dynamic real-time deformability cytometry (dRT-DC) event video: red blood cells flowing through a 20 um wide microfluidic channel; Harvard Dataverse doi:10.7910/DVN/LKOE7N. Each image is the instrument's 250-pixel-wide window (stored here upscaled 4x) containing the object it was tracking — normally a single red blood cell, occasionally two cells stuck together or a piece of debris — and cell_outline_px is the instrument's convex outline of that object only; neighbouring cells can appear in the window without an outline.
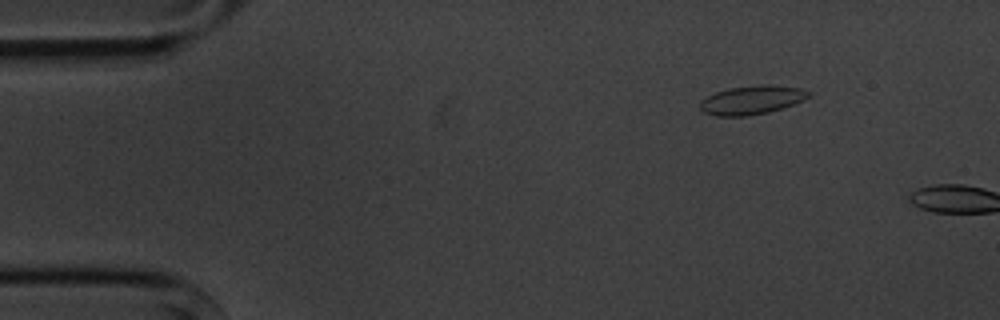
{"species": "common noctule bat (a hibernating species)", "species_latin": "Nyctalus noctula", "temperature_condition": "cold", "stored_images_in_passage": 2, "camera_frame_rate_fps": 3000, "um_per_image_px": 0.085, "animal": {"sex": "male", "body_mass_g": 20.1, "forearm_length_mm": 53.5}, "frame": {"image": 1, "passage_image": 1, "time_ms": 0.0, "image_size_px": [1000, 320], "cell_outline_px": [[812, 96], [804, 100], [768, 112], [748, 116], [716, 116], [704, 112], [700, 108], [700, 100], [716, 92], [728, 88], [764, 84], [768, 84], [800, 88], [812, 92]], "centroid_in_image_um": [63.92, 8.49], "position_along_channel_um": 21.1, "area_um2": 18.21}}